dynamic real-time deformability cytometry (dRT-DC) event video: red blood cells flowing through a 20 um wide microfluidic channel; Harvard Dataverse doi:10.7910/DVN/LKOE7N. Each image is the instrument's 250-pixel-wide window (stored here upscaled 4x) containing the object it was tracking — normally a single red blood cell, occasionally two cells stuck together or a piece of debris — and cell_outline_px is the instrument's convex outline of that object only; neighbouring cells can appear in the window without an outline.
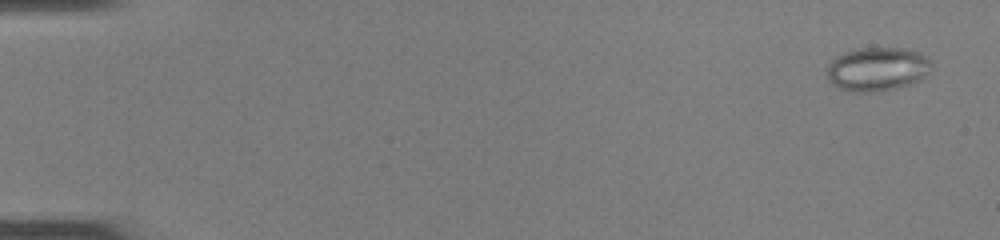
{"species": "common noctule bat (a hibernating species)", "species_latin": "Nyctalus noctula", "temperature_condition": "room temperature", "stored_images_in_passage": 16, "camera_frame_rate_fps": 3000, "um_per_image_px": 0.085, "animal": {"sex": "female", "body_mass_g": 22.0, "forearm_length_mm": 56.7}, "frame": {"image": 1, "passage_image": 3, "time_ms": 0.667, "image_size_px": [1000, 240], "cell_outline_px": [[932, 64], [928, 72], [920, 80], [912, 84], [876, 92], [848, 92], [832, 84], [828, 80], [828, 64], [836, 56], [852, 48], [904, 48], [920, 52]], "centroid_in_image_um": [74.54, 5.87], "position_along_channel_um": 10.5, "area_um2": 26.82}}